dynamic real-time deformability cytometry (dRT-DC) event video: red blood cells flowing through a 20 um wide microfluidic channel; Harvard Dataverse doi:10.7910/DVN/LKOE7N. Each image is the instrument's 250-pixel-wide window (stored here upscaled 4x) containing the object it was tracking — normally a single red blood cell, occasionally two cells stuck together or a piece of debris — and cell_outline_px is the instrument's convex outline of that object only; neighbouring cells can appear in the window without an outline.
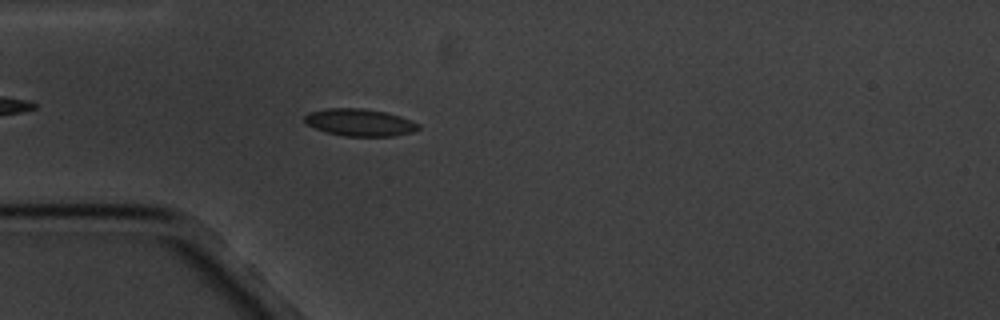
{"species": "common noctule bat (a hibernating species)", "species_latin": "Nyctalus noctula", "temperature_condition": "cold", "stored_images_in_passage": 4, "camera_frame_rate_fps": 3000, "um_per_image_px": 0.085, "animal": {"sex": "male", "body_mass_g": 20.1, "forearm_length_mm": 53.5}, "frame": {"image": 1, "passage_image": 4, "time_ms": 4.333, "image_size_px": [1000, 320], "cell_outline_px": [[420, 128], [412, 132], [392, 136], [344, 136], [328, 132], [316, 128], [308, 124], [304, 120], [304, 116], [308, 112], [328, 108], [364, 108], [384, 112], [400, 116], [412, 120], [420, 124]], "centroid_in_image_um": [30.6, 10.4], "position_along_channel_um": 54.4, "area_um2": 17.98}}